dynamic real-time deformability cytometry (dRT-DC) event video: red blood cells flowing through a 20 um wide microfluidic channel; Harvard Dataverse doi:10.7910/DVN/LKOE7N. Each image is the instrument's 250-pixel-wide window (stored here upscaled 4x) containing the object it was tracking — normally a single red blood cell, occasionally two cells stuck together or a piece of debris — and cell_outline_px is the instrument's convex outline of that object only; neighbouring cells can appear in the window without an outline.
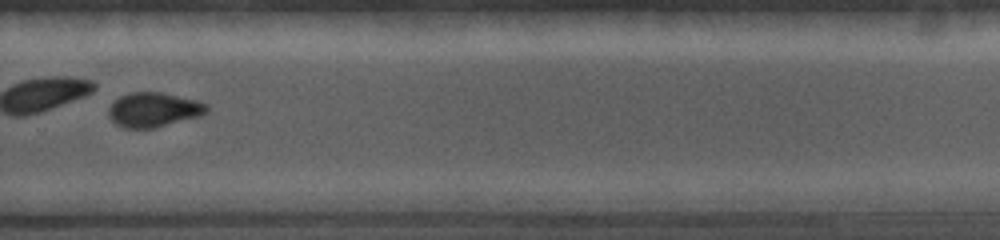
{"species": "common noctule bat (a hibernating species)", "species_latin": "Nyctalus noctula", "temperature_condition": "cold", "stored_images_in_passage": 45, "camera_frame_rate_fps": 5000, "um_per_image_px": 0.085, "animal": {"sex": "female", "body_mass_g": 19.0, "forearm_length_mm": 56.7}, "frame": {"image": 1, "passage_image": 39, "time_ms": 9.6, "image_size_px": [1000, 240], "cell_outline_px": [[208, 112], [200, 116], [156, 128], [124, 128], [116, 124], [108, 116], [108, 108], [120, 96], [128, 92], [160, 92], [196, 100], [208, 104]], "centroid_in_image_um": [13.06, 9.33], "position_along_channel_um": 316.7, "area_um2": 19.83}}